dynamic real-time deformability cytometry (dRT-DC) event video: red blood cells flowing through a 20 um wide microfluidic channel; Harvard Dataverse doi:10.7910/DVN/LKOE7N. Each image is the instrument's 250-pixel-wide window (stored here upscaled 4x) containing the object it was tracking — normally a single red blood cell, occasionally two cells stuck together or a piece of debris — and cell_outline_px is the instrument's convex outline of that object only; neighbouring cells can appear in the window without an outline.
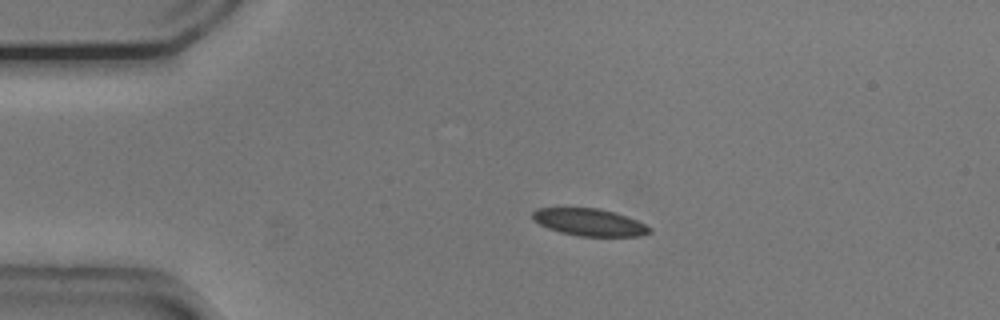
{"species": "common noctule bat (a hibernating species)", "species_latin": "Nyctalus noctula", "temperature_condition": "cold", "stored_images_in_passage": 43, "camera_frame_rate_fps": 3000, "um_per_image_px": 0.085, "animal": {"sex": "male", "body_mass_g": 20.5, "forearm_length_mm": 52.5}, "frame": {"image": 1, "passage_image": 1, "time_ms": 0.0, "image_size_px": [1000, 320], "cell_outline_px": [[652, 232], [640, 236], [580, 236], [560, 232], [548, 228], [532, 220], [532, 212], [536, 208], [600, 208], [616, 212], [636, 220], [652, 228]], "centroid_in_image_um": [50.1, 18.89], "position_along_channel_um": 34.9, "area_um2": 18.61}}
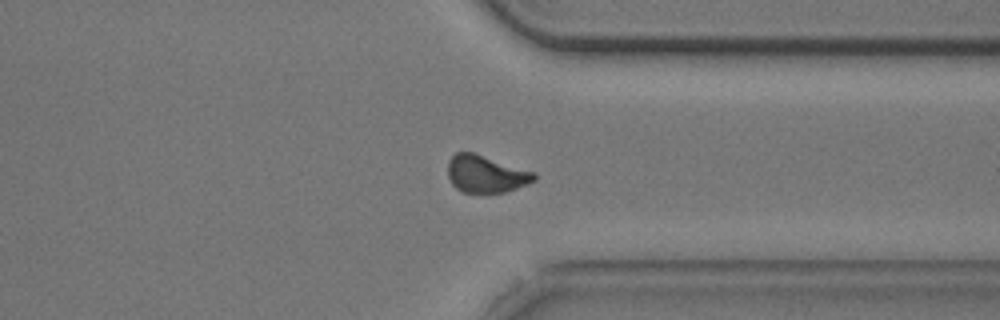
{"frame": {"image": 2, "passage_image": 31, "time_ms": 10.0, "image_size_px": [1000, 320], "cell_outline_px": [[536, 180], [528, 184], [504, 192], [464, 192], [456, 188], [452, 184], [448, 176], [448, 160], [456, 152], [472, 152], [536, 172]], "centroid_in_image_um": [41.31, 14.78], "position_along_channel_um": 370.1, "area_um2": 18.67}}
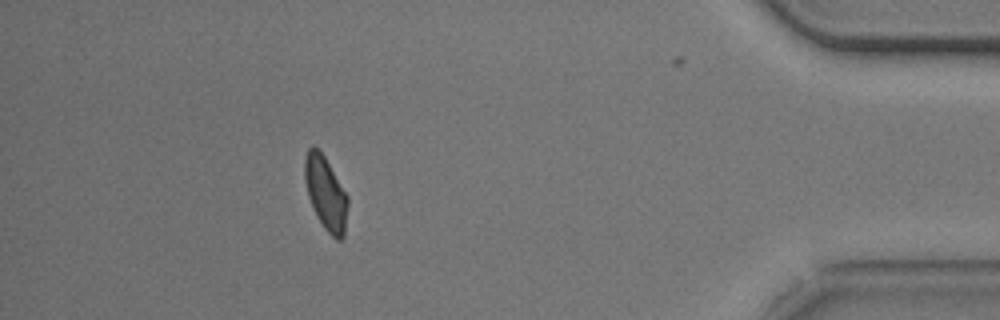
{"frame": {"image": 3, "passage_image": 38, "time_ms": 12.333, "image_size_px": [1000, 320], "cell_outline_px": [[348, 204], [344, 236], [340, 240], [336, 240], [324, 228], [316, 216], [308, 196], [304, 180], [304, 160], [308, 148], [312, 144], [324, 156], [348, 196]], "centroid_in_image_um": [27.67, 16.43], "position_along_channel_um": 407.5, "area_um2": 18.44}, "authors_computed_cell_mechanics": {"area_um2": 19.1318, "velocity_mm_per_s": 3.748, "shape_relaxation_time_tau1_ms": 3.3645, "shape_relaxation_time_tau2_ms": 3.7402, "deformation_change_tau1": 0.0907, "deformation_change_tau2": 0.074}}